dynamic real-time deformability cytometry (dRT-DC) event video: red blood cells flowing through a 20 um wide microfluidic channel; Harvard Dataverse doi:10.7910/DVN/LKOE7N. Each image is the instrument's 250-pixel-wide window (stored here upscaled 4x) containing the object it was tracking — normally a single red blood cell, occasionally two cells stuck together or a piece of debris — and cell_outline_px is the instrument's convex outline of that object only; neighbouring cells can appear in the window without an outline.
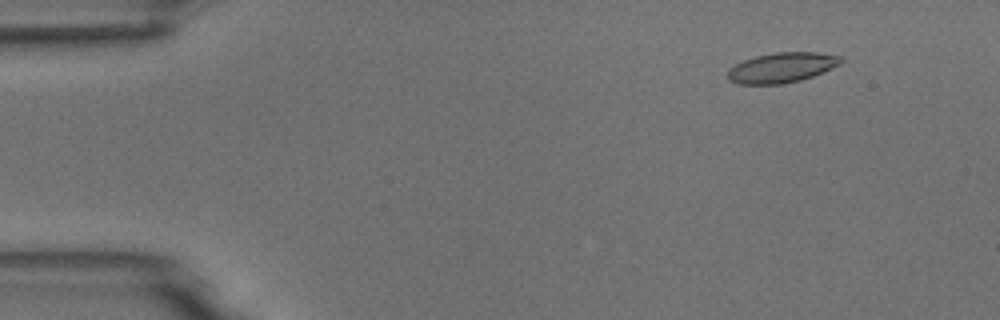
{"species": "common noctule bat (a hibernating species)", "species_latin": "Nyctalus noctula", "temperature_condition": "room temperature", "stored_images_in_passage": 4, "camera_frame_rate_fps": 3000, "um_per_image_px": 0.085, "animal": {"sex": "male", "body_mass_g": 18.8}, "frame": {"image": 1, "passage_image": 2, "time_ms": 1.333, "image_size_px": [1000, 320], "cell_outline_px": [[844, 60], [840, 64], [824, 72], [800, 80], [784, 84], [740, 84], [728, 80], [728, 68], [744, 60], [756, 56], [776, 52], [820, 52], [844, 56]], "centroid_in_image_um": [66.49, 5.74], "position_along_channel_um": 18.5, "area_um2": 20.0}}